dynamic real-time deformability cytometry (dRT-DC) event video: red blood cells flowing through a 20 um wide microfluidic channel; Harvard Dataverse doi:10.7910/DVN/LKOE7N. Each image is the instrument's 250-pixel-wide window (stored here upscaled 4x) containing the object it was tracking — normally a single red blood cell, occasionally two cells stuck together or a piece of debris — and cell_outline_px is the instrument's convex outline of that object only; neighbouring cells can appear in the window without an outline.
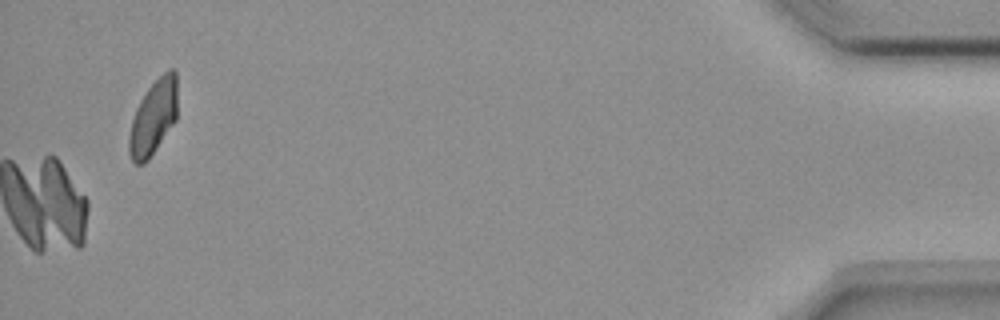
{"species": "common noctule bat (a hibernating species)", "species_latin": "Nyctalus noctula", "temperature_condition": "room temperature", "stored_images_in_passage": 55, "camera_frame_rate_fps": 3000, "um_per_image_px": 0.085, "animal": {"sex": "female", "body_mass_g": 18.4}, "frame": {"image": 1, "passage_image": 55, "time_ms": 18.0, "image_size_px": [1000, 320], "cell_outline_px": [[176, 120], [148, 160], [144, 164], [136, 164], [132, 160], [128, 152], [128, 140], [132, 120], [136, 108], [140, 100], [148, 88], [168, 68], [172, 68], [176, 72]], "centroid_in_image_um": [13.02, 9.99], "position_along_channel_um": 422.2, "area_um2": 20.92}}